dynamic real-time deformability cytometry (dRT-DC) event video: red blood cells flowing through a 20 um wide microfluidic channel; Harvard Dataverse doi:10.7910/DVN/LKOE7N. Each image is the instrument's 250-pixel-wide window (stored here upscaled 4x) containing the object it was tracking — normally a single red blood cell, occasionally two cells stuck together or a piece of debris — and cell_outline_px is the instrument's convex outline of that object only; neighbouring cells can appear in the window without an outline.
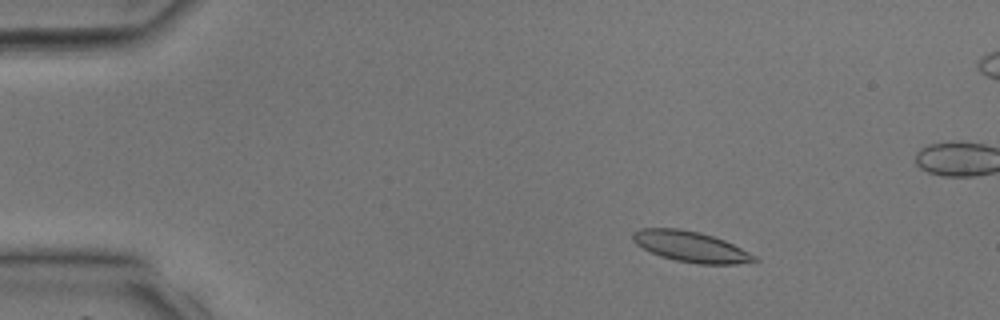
{"species": "common noctule bat (a hibernating species)", "species_latin": "Nyctalus noctula", "temperature_condition": "room temperature", "stored_images_in_passage": 40, "camera_frame_rate_fps": 3000, "um_per_image_px": 0.085, "animal": {"sex": "male", "body_mass_g": 17.9, "forearm_length_mm": 54.2}, "frame": {"image": 1, "passage_image": 6, "time_ms": 1.667, "image_size_px": [1000, 320], "cell_outline_px": [[760, 260], [736, 264], [700, 264], [676, 260], [660, 256], [636, 244], [632, 240], [632, 232], [640, 228], [680, 228], [700, 232], [724, 240], [756, 256]], "centroid_in_image_um": [58.69, 20.95], "position_along_channel_um": 26.3, "area_um2": 21.56}}
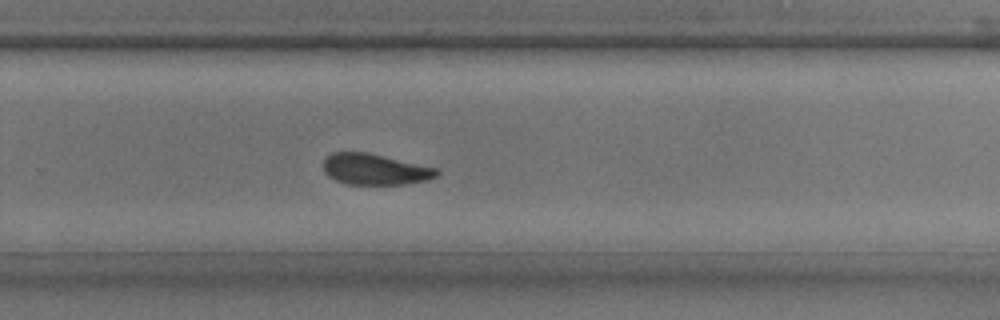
{"frame": {"image": 2, "passage_image": 26, "time_ms": 8.333, "image_size_px": [1000, 320], "cell_outline_px": [[440, 172], [436, 176], [428, 180], [404, 184], [344, 184], [328, 176], [324, 172], [324, 160], [332, 152], [364, 152], [436, 168]], "centroid_in_image_um": [31.84, 14.4], "position_along_channel_um": 298.0, "area_um2": 20.17}}
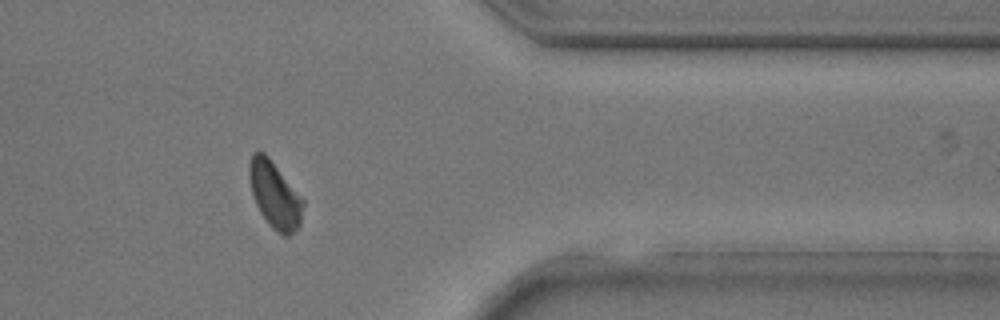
{"frame": {"image": 3, "passage_image": 32, "time_ms": 10.333, "image_size_px": [1000, 320], "cell_outline_px": [[304, 204], [300, 224], [288, 236], [284, 236], [276, 232], [268, 224], [260, 212], [256, 204], [252, 192], [248, 172], [248, 164], [252, 152], [264, 152], [268, 156], [304, 200]], "centroid_in_image_um": [23.34, 16.57], "position_along_channel_um": 388.1, "area_um2": 20.75}}